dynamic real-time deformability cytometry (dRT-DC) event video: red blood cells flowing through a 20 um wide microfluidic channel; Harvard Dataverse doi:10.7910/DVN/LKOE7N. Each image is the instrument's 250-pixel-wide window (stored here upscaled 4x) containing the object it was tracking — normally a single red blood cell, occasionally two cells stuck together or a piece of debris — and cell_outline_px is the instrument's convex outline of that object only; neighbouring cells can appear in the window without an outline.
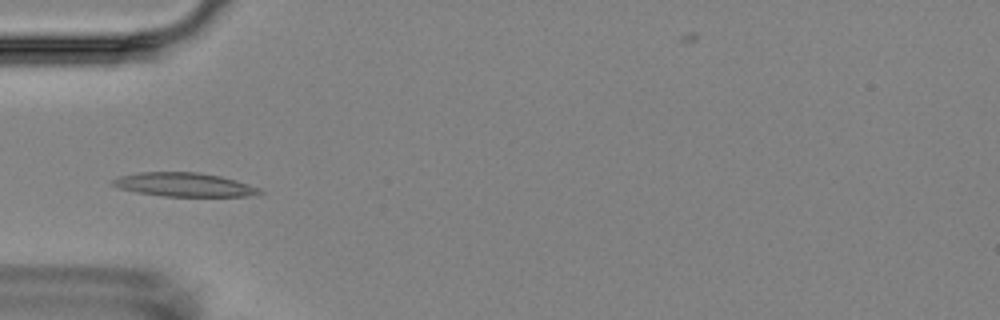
{"species": "Egyptian fruit bat (a non-hibernating species)", "species_latin": "Rousettus aegyptiacus", "temperature_condition": "room temperature", "stored_images_in_passage": 13, "camera_frame_rate_fps": 3000, "um_per_image_px": 0.085, "animal": {"sex": "female"}, "frame": {"image": 1, "passage_image": 5, "time_ms": 4.667, "image_size_px": [1000, 320], "cell_outline_px": [[264, 192], [260, 196], [164, 196], [136, 192], [120, 188], [112, 184], [112, 180], [120, 176], [140, 172], [196, 172], [220, 176], [236, 180], [260, 188]], "centroid_in_image_um": [15.72, 15.7], "position_along_channel_um": 69.3, "area_um2": 20.35}}
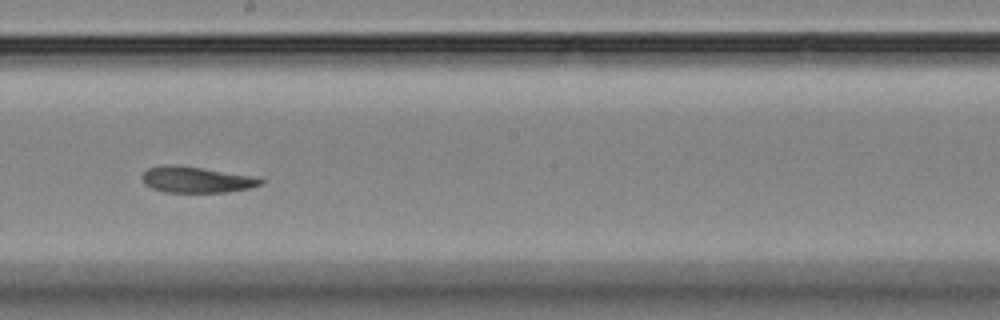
{"frame": {"image": 2, "passage_image": 9, "time_ms": 9.333, "image_size_px": [1000, 320], "cell_outline_px": [[264, 180], [260, 184], [248, 188], [228, 192], [164, 192], [152, 188], [144, 184], [140, 176], [148, 168], [168, 164], [176, 164], [256, 176]], "centroid_in_image_um": [16.66, 15.26], "position_along_channel_um": 231.5, "area_um2": 18.09}}
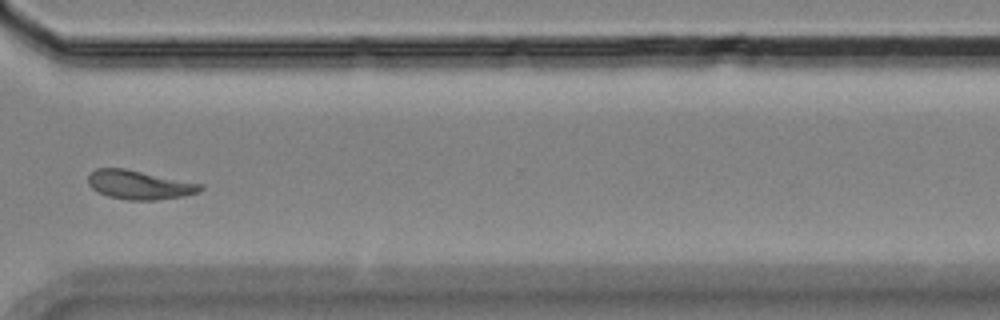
{"frame": {"image": 3, "passage_image": 12, "time_ms": 13.0, "image_size_px": [1000, 320], "cell_outline_px": [[204, 188], [200, 192], [184, 196], [156, 200], [128, 200], [108, 196], [92, 188], [88, 184], [88, 176], [96, 168], [124, 168], [204, 184]], "centroid_in_image_um": [11.89, 15.71], "position_along_channel_um": 358.7, "area_um2": 18.96}, "authors_computed_cell_mechanics": {"area_um2": 19.3052, "velocity_mm_per_s": 3.469, "shape_relaxation_time_tau1_ms": 3.674, "shape_relaxation_time_tau2_ms": 1.1352, "deformation_change_tau1": 0.1033, "deformation_change_tau2": 0.0666}}